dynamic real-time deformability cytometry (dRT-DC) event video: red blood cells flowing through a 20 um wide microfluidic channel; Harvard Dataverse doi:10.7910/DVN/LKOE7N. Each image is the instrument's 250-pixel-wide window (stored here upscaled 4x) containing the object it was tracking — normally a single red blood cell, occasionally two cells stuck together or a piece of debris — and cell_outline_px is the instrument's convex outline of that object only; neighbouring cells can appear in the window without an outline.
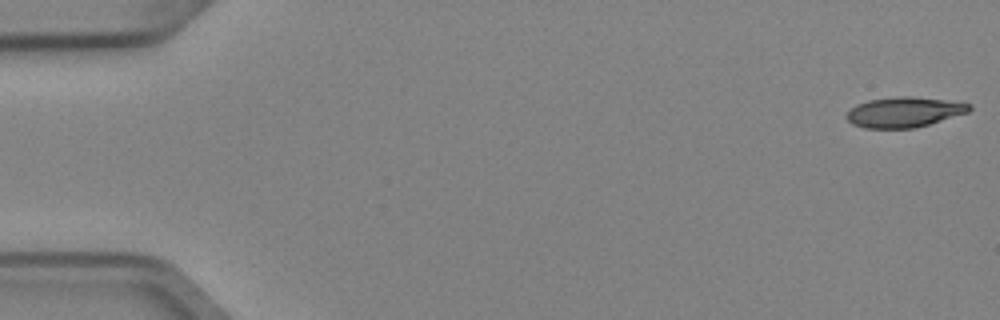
{"species": "Egyptian fruit bat (a non-hibernating species)", "species_latin": "Rousettus aegyptiacus", "temperature_condition": "cold", "stored_images_in_passage": 51, "camera_frame_rate_fps": 3000, "um_per_image_px": 0.085, "animal": {"sex": "female"}, "frame": {"image": 1, "passage_image": 1, "time_ms": 0.0, "image_size_px": [1000, 320], "cell_outline_px": [[972, 108], [968, 112], [916, 128], [864, 128], [852, 124], [844, 116], [856, 104], [868, 100], [900, 96], [912, 96], [944, 100], [972, 104]], "centroid_in_image_um": [76.83, 9.53], "position_along_channel_um": 8.2, "area_um2": 21.56}}
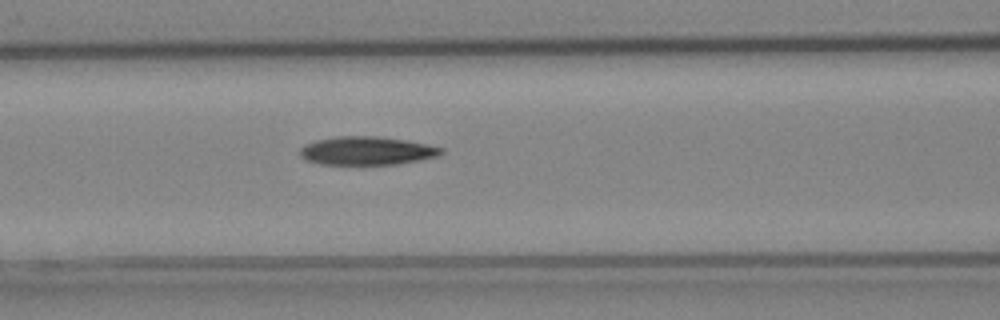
{"frame": {"image": 2, "passage_image": 22, "time_ms": 7.0, "image_size_px": [1000, 320], "cell_outline_px": [[444, 152], [436, 156], [396, 164], [320, 164], [304, 160], [300, 156], [300, 148], [316, 140], [336, 136], [376, 136], [404, 140], [428, 144], [444, 148]], "centroid_in_image_um": [31.15, 12.81], "position_along_channel_um": 135.4, "area_um2": 23.18}}
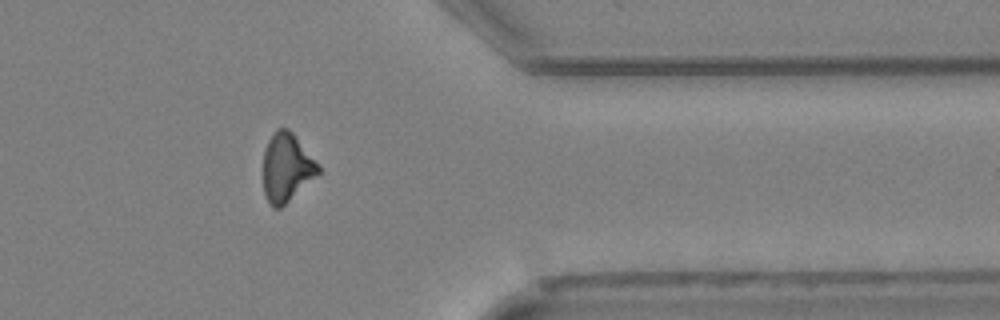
{"frame": {"image": 3, "passage_image": 42, "time_ms": 13.667, "image_size_px": [1000, 320], "cell_outline_px": [[320, 172], [280, 208], [272, 208], [264, 192], [264, 152], [268, 140], [272, 132], [276, 128], [288, 128], [292, 132], [320, 168]], "centroid_in_image_um": [24.33, 14.22], "position_along_channel_um": 387.1, "area_um2": 21.39}, "authors_computed_cell_mechanics": {"area_um2": 22.7154, "velocity_mm_per_s": 3.9777, "shape_relaxation_time_tau1_ms": 9.3113, "shape_relaxation_time_tau2_ms": null, "deformation_change_tau1": 0.2004, "deformation_change_tau2": null}}